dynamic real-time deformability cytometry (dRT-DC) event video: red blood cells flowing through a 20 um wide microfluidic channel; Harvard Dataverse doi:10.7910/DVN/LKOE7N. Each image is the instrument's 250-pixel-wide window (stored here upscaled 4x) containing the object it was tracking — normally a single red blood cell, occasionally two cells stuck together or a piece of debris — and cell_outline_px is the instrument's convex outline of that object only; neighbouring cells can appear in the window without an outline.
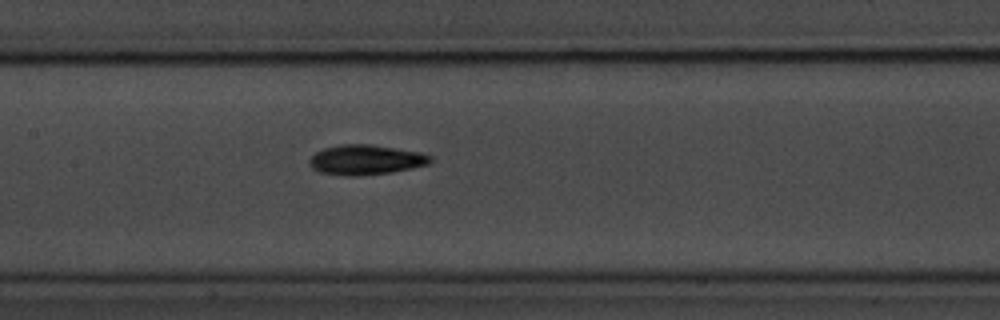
{"species": "common noctule bat (a hibernating species)", "species_latin": "Nyctalus noctula", "temperature_condition": "room temperature", "stored_images_in_passage": 7, "camera_frame_rate_fps": 3000, "um_per_image_px": 0.085, "animal": {"sex": "male", "body_mass_g": 20.1, "forearm_length_mm": 53.5}, "frame": {"image": 1, "passage_image": 7, "time_ms": 8.0, "image_size_px": [1000, 320], "cell_outline_px": [[432, 160], [428, 164], [392, 172], [356, 176], [352, 176], [320, 172], [312, 168], [308, 164], [308, 160], [316, 152], [324, 148], [340, 144], [368, 144], [420, 152], [432, 156]], "centroid_in_image_um": [31.06, 13.58], "position_along_channel_um": 176.3, "area_um2": 20.92}}